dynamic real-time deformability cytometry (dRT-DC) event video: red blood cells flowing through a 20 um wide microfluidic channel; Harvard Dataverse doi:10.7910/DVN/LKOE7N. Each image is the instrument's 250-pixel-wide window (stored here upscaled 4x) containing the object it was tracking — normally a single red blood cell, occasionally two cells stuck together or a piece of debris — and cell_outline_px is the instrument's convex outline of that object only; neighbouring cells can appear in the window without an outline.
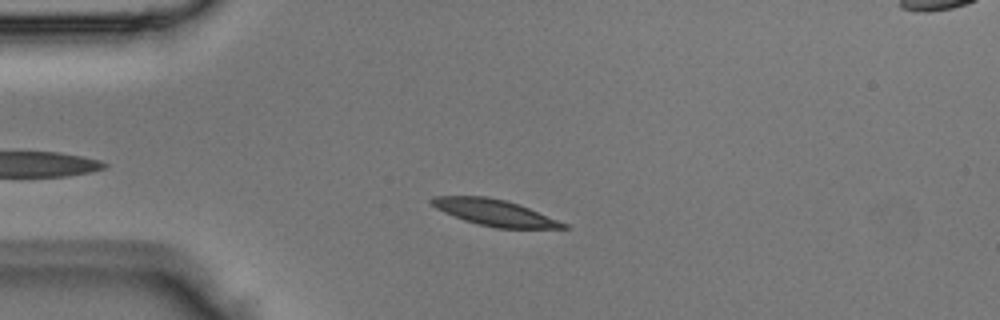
{"species": "Egyptian fruit bat (a non-hibernating species)", "species_latin": "Rousettus aegyptiacus", "temperature_condition": "room temperature", "stored_images_in_passage": 2, "camera_frame_rate_fps": 3000, "um_per_image_px": 0.085, "animal": {"sex": "male"}, "frame": {"image": 1, "passage_image": 2, "time_ms": 0.333, "image_size_px": [1000, 320], "cell_outline_px": [[572, 228], [496, 228], [464, 220], [444, 212], [436, 208], [428, 200], [432, 196], [488, 196], [504, 200], [528, 208], [568, 224]], "centroid_in_image_um": [42.02, 18.07], "position_along_channel_um": 43.0, "area_um2": 19.88}}